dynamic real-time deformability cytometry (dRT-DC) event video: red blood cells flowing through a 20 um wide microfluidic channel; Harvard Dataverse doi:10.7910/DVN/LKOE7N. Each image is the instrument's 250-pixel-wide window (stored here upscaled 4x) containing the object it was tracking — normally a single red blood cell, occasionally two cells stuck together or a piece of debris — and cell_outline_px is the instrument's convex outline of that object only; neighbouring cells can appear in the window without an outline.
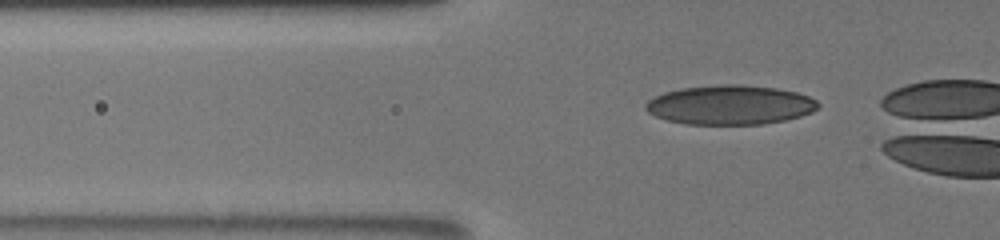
{"species": "human", "species_latin": "Homo sapiens", "temperature_condition": "room temperature", "stored_images_in_passage": 48, "camera_frame_rate_fps": 3000, "um_per_image_px": 0.085, "donor": {"sex": "male"}, "frame": {"image": 1, "passage_image": 18, "time_ms": 5.667, "image_size_px": [1000, 240], "cell_outline_px": [[820, 104], [812, 112], [800, 116], [784, 120], [764, 124], [684, 124], [664, 120], [648, 112], [644, 108], [644, 104], [648, 100], [664, 92], [680, 88], [724, 84], [740, 84], [776, 88], [796, 92], [808, 96], [816, 100]], "centroid_in_image_um": [62.02, 8.92], "position_along_channel_um": 63.8, "area_um2": 39.65}}
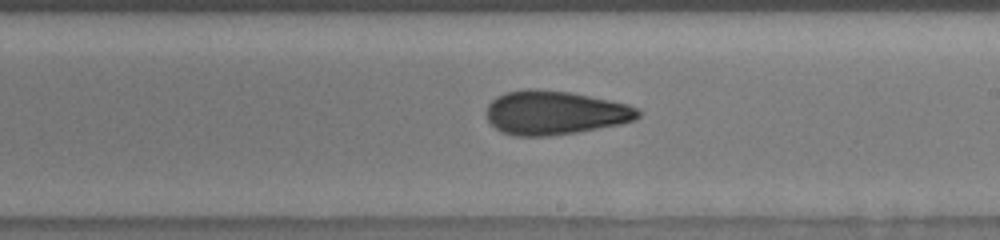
{"frame": {"image": 2, "passage_image": 33, "time_ms": 10.667, "image_size_px": [1000, 240], "cell_outline_px": [[640, 116], [636, 120], [620, 124], [576, 132], [548, 136], [516, 136], [500, 132], [488, 120], [488, 104], [496, 96], [504, 92], [524, 88], [536, 88], [572, 92], [628, 104], [636, 108], [640, 112]], "centroid_in_image_um": [47.15, 9.56], "position_along_channel_um": 241.8, "area_um2": 38.96}}
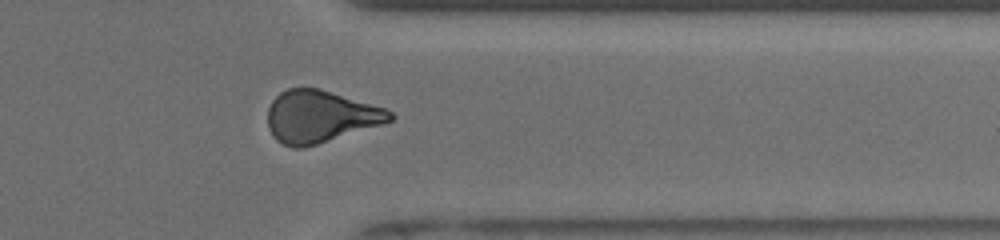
{"frame": {"image": 3, "passage_image": 44, "time_ms": 14.333, "image_size_px": [1000, 240], "cell_outline_px": [[396, 116], [392, 120], [384, 124], [304, 148], [292, 148], [276, 140], [272, 136], [268, 128], [268, 108], [272, 100], [280, 92], [288, 88], [320, 88], [384, 108], [392, 112]], "centroid_in_image_um": [27.21, 9.91], "position_along_channel_um": 384.2, "area_um2": 37.28}}